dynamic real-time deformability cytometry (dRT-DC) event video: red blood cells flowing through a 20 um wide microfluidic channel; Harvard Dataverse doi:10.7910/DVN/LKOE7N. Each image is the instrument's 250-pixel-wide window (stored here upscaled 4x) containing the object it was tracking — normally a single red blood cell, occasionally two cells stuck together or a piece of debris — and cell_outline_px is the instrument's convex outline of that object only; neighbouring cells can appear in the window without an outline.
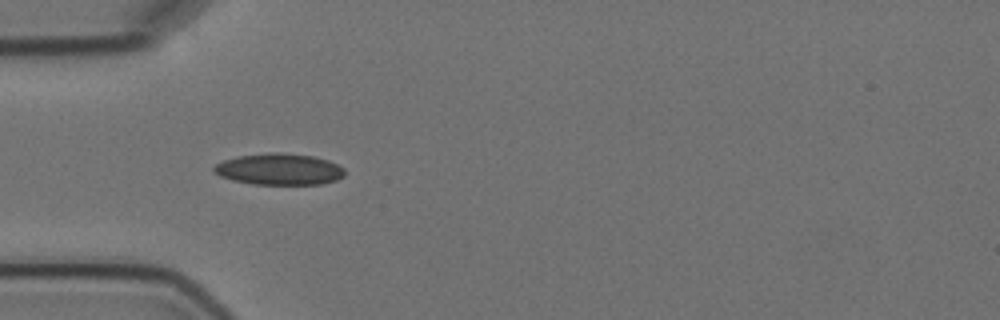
{"species": "Egyptian fruit bat (a non-hibernating species)", "species_latin": "Rousettus aegyptiacus", "temperature_condition": "cold", "stored_images_in_passage": 4, "camera_frame_rate_fps": 3000, "um_per_image_px": 0.085, "animal": {"sex": "female"}, "frame": {"image": 1, "passage_image": 3, "time_ms": 3.333, "image_size_px": [1000, 320], "cell_outline_px": [[344, 176], [336, 180], [320, 184], [252, 184], [232, 180], [220, 176], [212, 172], [212, 168], [216, 164], [224, 160], [236, 156], [268, 152], [280, 152], [312, 156], [328, 160], [344, 168]], "centroid_in_image_um": [23.69, 14.38], "position_along_channel_um": 61.3, "area_um2": 24.04}}
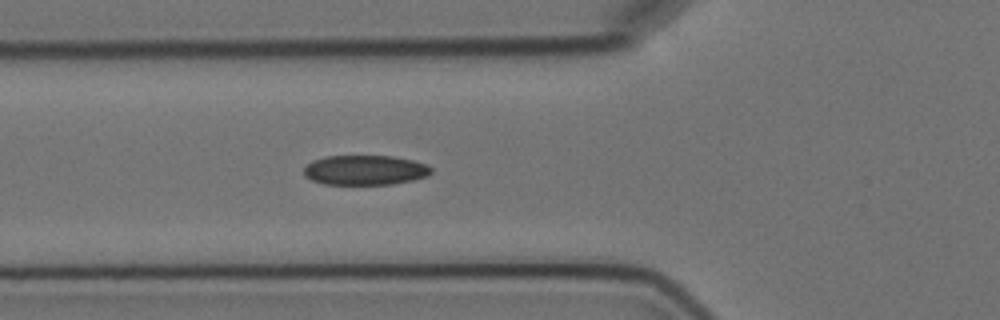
{"frame": {"image": 2, "passage_image": 4, "time_ms": 4.333, "image_size_px": [1000, 320], "cell_outline_px": [[432, 172], [428, 176], [412, 180], [392, 184], [324, 184], [312, 180], [304, 176], [304, 168], [312, 160], [324, 156], [392, 156], [412, 160], [428, 164], [432, 168]], "centroid_in_image_um": [31.04, 14.45], "position_along_channel_um": 94.8, "area_um2": 22.2}}